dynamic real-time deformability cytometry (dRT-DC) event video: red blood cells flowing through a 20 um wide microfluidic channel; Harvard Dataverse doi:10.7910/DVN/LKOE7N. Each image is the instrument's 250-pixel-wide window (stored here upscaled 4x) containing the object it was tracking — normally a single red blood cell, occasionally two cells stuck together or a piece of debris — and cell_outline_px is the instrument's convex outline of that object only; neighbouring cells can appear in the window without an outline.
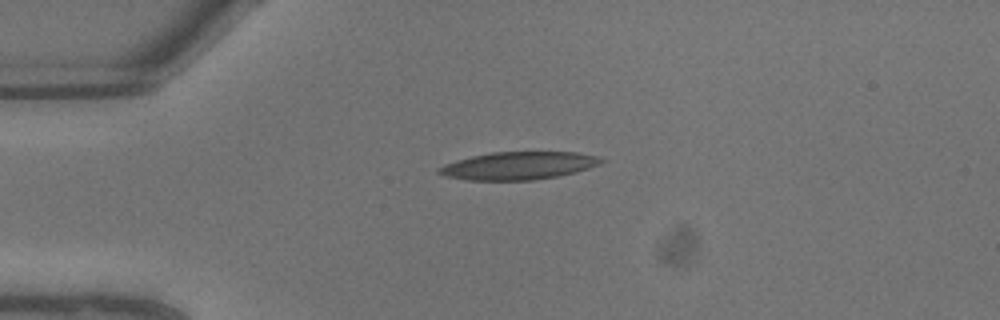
{"species": "common noctule bat (a hibernating species)", "species_latin": "Nyctalus noctula", "temperature_condition": "warm", "stored_images_in_passage": 5, "camera_frame_rate_fps": 3000, "um_per_image_px": 0.085, "animal": {"sex": "male", "body_mass_g": 13.3}, "frame": {"image": 1, "passage_image": 1, "time_ms": 0.0, "image_size_px": [1000, 320], "cell_outline_px": [[604, 160], [588, 168], [576, 172], [556, 176], [532, 180], [464, 180], [448, 176], [436, 172], [444, 164], [456, 160], [472, 156], [492, 152], [576, 152], [596, 156]], "centroid_in_image_um": [44.03, 14.08], "position_along_channel_um": 41.0, "area_um2": 25.89}}
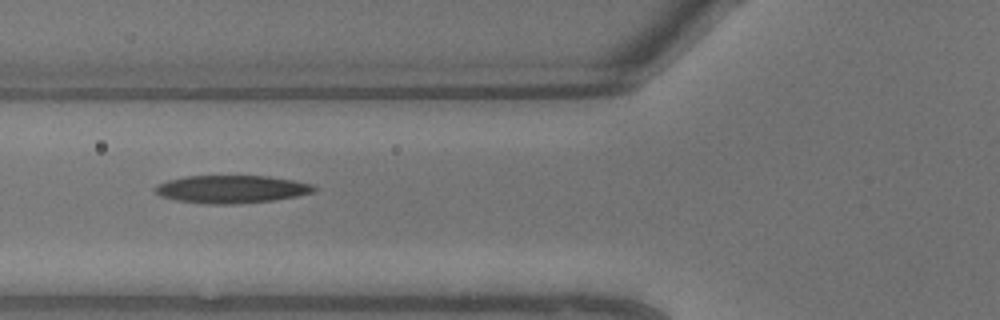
{"frame": {"image": 2, "passage_image": 4, "time_ms": 1.0, "image_size_px": [1000, 320], "cell_outline_px": [[316, 192], [276, 200], [236, 204], [208, 204], [176, 200], [160, 196], [152, 188], [168, 180], [188, 176], [268, 176], [292, 180], [312, 184], [316, 188]], "centroid_in_image_um": [19.7, 16.09], "position_along_channel_um": 106.1, "area_um2": 25.72}}
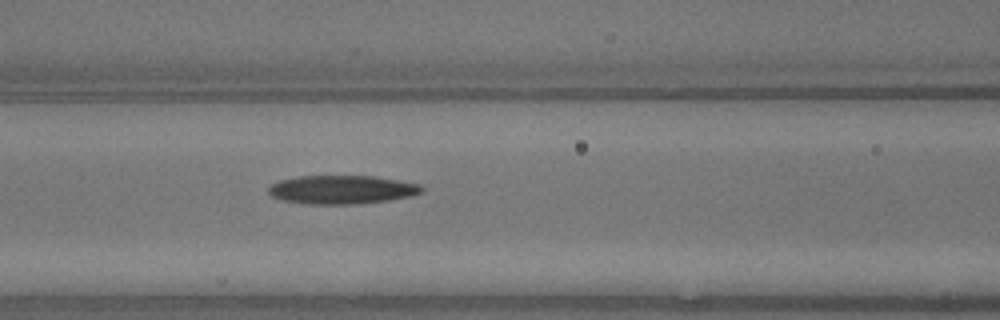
{"frame": {"image": 3, "passage_image": 5, "time_ms": 1.333, "image_size_px": [1000, 320], "cell_outline_px": [[424, 192], [412, 196], [388, 200], [352, 204], [304, 204], [280, 200], [272, 196], [268, 192], [268, 188], [272, 184], [280, 180], [296, 176], [372, 176], [420, 184], [424, 188]], "centroid_in_image_um": [29.04, 16.12], "position_along_channel_um": 137.6, "area_um2": 25.61}}